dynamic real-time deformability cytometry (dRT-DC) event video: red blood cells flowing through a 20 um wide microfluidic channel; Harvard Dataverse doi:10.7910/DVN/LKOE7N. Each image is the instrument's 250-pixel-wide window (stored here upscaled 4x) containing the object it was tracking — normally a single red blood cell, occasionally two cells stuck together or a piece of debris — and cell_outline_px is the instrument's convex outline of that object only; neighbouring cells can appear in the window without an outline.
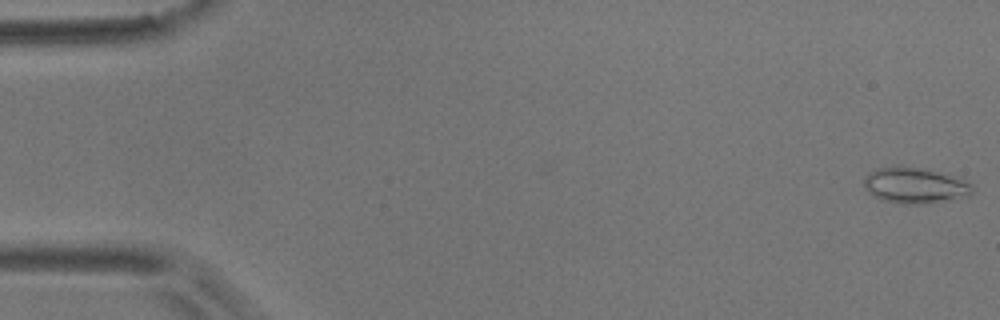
{"species": "common noctule bat (a hibernating species)", "species_latin": "Nyctalus noctula", "temperature_condition": "room temperature", "stored_images_in_passage": 5, "camera_frame_rate_fps": 3000, "um_per_image_px": 0.085, "animal": {"sex": "male", "body_mass_g": 17.9}, "frame": {"image": 1, "passage_image": 5, "time_ms": 6.0, "image_size_px": [1000, 320], "cell_outline_px": [[972, 196], [928, 204], [900, 204], [880, 200], [872, 196], [868, 192], [864, 184], [864, 176], [868, 172], [876, 168], [924, 168], [972, 184]], "centroid_in_image_um": [77.73, 15.82], "position_along_channel_um": 7.3, "area_um2": 22.37}}